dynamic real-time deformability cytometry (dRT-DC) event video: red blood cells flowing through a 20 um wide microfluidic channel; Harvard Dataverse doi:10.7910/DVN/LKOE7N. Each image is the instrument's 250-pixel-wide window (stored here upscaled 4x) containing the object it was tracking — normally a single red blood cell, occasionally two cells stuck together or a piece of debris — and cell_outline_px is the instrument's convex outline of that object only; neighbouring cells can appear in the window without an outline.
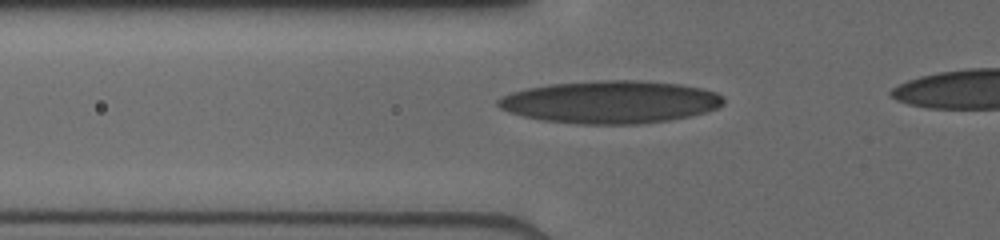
{"species": "human", "species_latin": "Homo sapiens", "temperature_condition": "cold", "stored_images_in_passage": 29, "camera_frame_rate_fps": 3000, "um_per_image_px": 0.085, "donor": {"sex": "male"}, "frame": {"image": 1, "passage_image": 2, "time_ms": 0.333, "image_size_px": [1000, 240], "cell_outline_px": [[724, 104], [716, 108], [704, 112], [688, 116], [668, 120], [640, 124], [576, 124], [540, 120], [508, 112], [500, 108], [496, 104], [496, 100], [500, 96], [512, 92], [528, 88], [548, 84], [600, 80], [640, 80], [680, 84], [700, 88], [716, 92], [724, 100]], "centroid_in_image_um": [51.83, 8.67], "position_along_channel_um": 74.0, "area_um2": 56.07}}
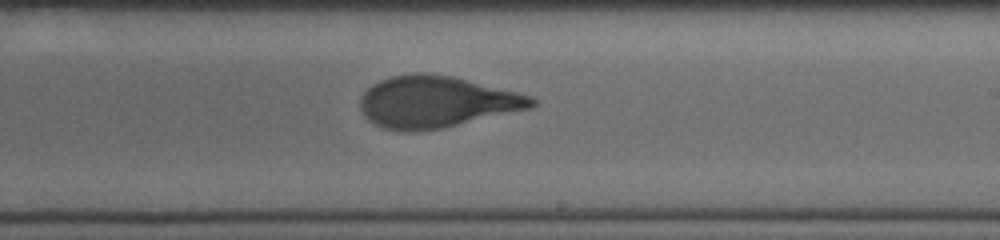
{"frame": {"image": 2, "passage_image": 16, "time_ms": 4.667, "image_size_px": [1000, 240], "cell_outline_px": [[536, 104], [528, 108], [444, 128], [412, 132], [404, 132], [384, 128], [368, 120], [364, 116], [360, 108], [360, 96], [372, 84], [380, 80], [392, 76], [412, 72], [424, 72], [452, 76], [532, 96], [536, 100]], "centroid_in_image_um": [37.03, 8.66], "position_along_channel_um": 252.0, "area_um2": 51.44}}
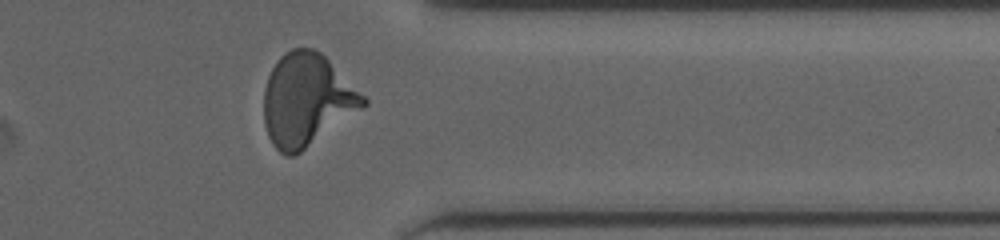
{"frame": {"image": 3, "passage_image": 25, "time_ms": 8.0, "image_size_px": [1000, 240], "cell_outline_px": [[368, 104], [364, 108], [296, 156], [284, 156], [272, 144], [268, 136], [264, 124], [264, 88], [268, 76], [276, 60], [284, 52], [292, 48], [312, 48], [320, 52], [368, 100]], "centroid_in_image_um": [26.05, 8.53], "position_along_channel_um": 385.3, "area_um2": 53.64}}